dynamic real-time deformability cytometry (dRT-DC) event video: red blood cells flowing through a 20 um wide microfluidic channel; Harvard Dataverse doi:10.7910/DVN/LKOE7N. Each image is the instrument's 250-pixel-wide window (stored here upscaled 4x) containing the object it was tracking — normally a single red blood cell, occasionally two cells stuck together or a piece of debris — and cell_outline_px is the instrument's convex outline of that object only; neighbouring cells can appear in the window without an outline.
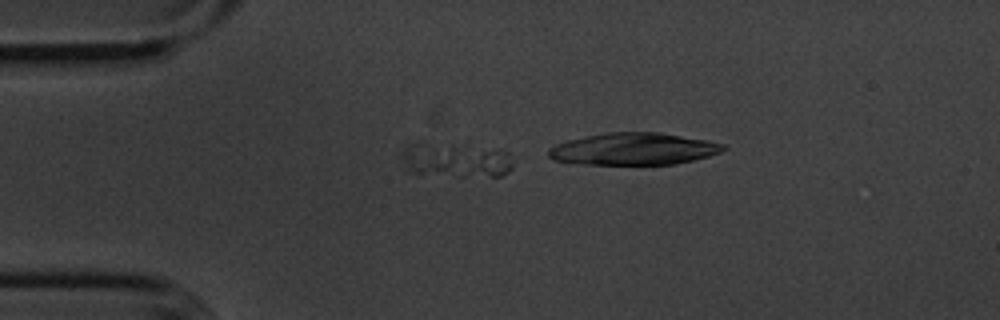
{"species": "common noctule bat (a hibernating species)", "species_latin": "Nyctalus noctula", "temperature_condition": "cold", "stored_images_in_passage": 7, "camera_frame_rate_fps": 3000, "um_per_image_px": 0.085, "animal": {"sex": "male", "body_mass_g": 20.1, "forearm_length_mm": 53.5}, "frame": {"image": 1, "passage_image": 3, "time_ms": 0.667, "image_size_px": [1000, 320], "cell_outline_px": [[512, 168], [508, 172], [500, 176], [464, 176], [412, 172], [408, 168], [400, 152], [404, 148], [420, 140], [424, 140], [468, 144], [508, 152], [512, 164]], "centroid_in_image_um": [38.73, 13.54], "position_along_channel_um": 46.3, "area_um2": 22.77}}